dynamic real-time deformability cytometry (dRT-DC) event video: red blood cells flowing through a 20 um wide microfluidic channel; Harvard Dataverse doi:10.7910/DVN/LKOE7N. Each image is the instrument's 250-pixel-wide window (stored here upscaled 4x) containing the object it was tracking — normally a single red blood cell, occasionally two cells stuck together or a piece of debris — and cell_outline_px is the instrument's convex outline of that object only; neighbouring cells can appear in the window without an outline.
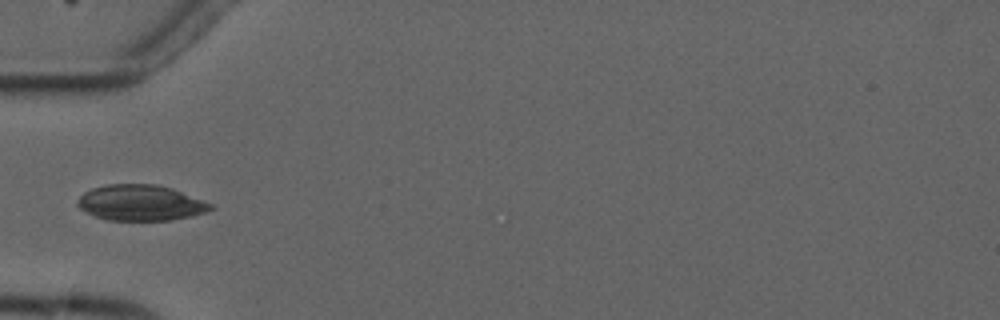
{"species": "common noctule bat (a hibernating species)", "species_latin": "Nyctalus noctula", "temperature_condition": "cold", "stored_images_in_passage": 6, "camera_frame_rate_fps": 3000, "um_per_image_px": 0.085, "animal": {"sex": "male", "forearm_length_mm": 52.5}, "frame": {"image": 1, "passage_image": 6, "time_ms": 5.667, "image_size_px": [1000, 320], "cell_outline_px": [[216, 208], [192, 216], [172, 220], [108, 220], [96, 216], [80, 208], [76, 204], [80, 196], [84, 192], [92, 188], [108, 184], [156, 184], [172, 188], [216, 204]], "centroid_in_image_um": [12.02, 17.23], "position_along_channel_um": 73.0, "area_um2": 27.86}}